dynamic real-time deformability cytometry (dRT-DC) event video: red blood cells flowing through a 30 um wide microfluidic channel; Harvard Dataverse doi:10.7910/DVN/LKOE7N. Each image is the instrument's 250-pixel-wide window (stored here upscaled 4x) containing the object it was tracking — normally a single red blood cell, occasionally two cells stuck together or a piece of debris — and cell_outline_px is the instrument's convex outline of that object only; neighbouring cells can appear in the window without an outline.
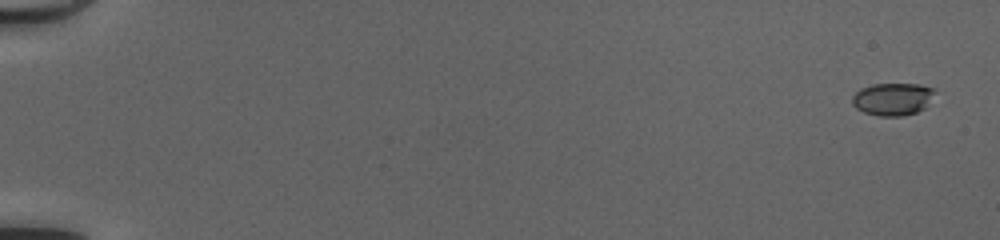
{"species": "common noctule bat (a hibernating species)", "species_latin": "Nyctalus noctula", "temperature_condition": "cold", "stored_images_in_passage": 53, "camera_frame_rate_fps": 3000, "um_per_image_px": 0.085, "animal": {"sex": "female", "body_mass_g": 20.0, "forearm_length_mm": 54.0}, "frame": {"image": 1, "passage_image": 3, "time_ms": 0.667, "image_size_px": [1000, 240], "cell_outline_px": [[936, 92], [924, 108], [916, 112], [904, 116], [880, 116], [864, 112], [856, 108], [852, 104], [852, 96], [860, 88], [872, 84], [920, 84], [932, 88]], "centroid_in_image_um": [75.86, 8.42], "position_along_channel_um": 9.1, "area_um2": 15.66}}
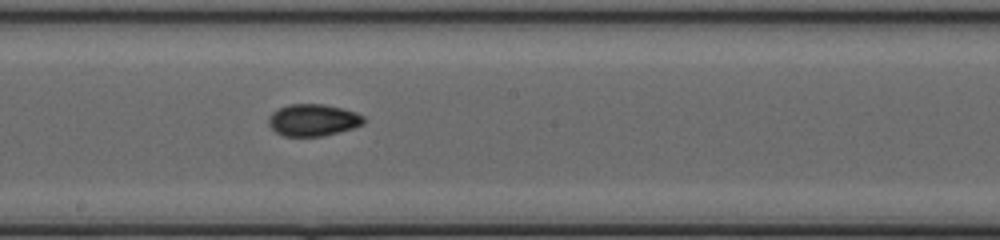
{"frame": {"image": 2, "passage_image": 32, "time_ms": 10.333, "image_size_px": [1000, 240], "cell_outline_px": [[368, 120], [364, 124], [352, 128], [320, 136], [284, 136], [276, 132], [268, 124], [268, 116], [272, 112], [288, 104], [324, 104], [344, 108], [356, 112], [364, 116]], "centroid_in_image_um": [26.63, 10.19], "position_along_channel_um": 221.6, "area_um2": 17.8}}
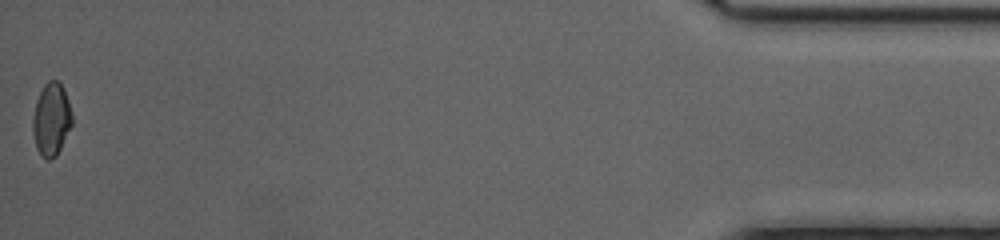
{"frame": {"image": 3, "passage_image": 53, "time_ms": 17.333, "image_size_px": [1000, 240], "cell_outline_px": [[72, 124], [56, 156], [52, 160], [48, 160], [40, 156], [36, 148], [32, 132], [32, 120], [36, 100], [44, 84], [48, 80], [60, 80], [64, 88], [72, 112]], "centroid_in_image_um": [4.35, 10.14], "position_along_channel_um": 430.8, "area_um2": 16.94}, "authors_computed_cell_mechanics": {"area_um2": 16.7042, "velocity_mm_per_s": 4.1784, "shape_relaxation_time_tau1_ms": 6.6099, "shape_relaxation_time_tau2_ms": 1.4667, "deformation_change_tau1": 0.1442, "deformation_change_tau2": 0.0481}}